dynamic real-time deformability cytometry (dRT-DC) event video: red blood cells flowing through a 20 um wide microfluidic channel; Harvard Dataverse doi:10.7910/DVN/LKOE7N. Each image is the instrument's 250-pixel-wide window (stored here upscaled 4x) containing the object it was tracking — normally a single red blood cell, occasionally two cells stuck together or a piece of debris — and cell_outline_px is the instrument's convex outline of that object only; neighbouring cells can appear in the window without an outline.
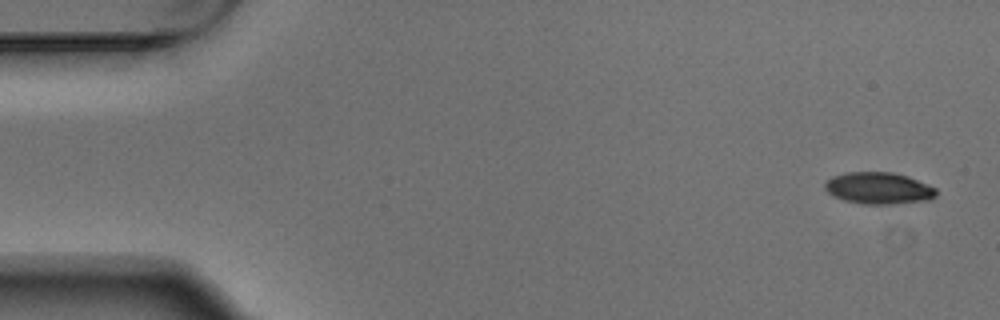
{"species": "Egyptian fruit bat (a non-hibernating species)", "species_latin": "Rousettus aegyptiacus", "temperature_condition": "warm", "stored_images_in_passage": 5, "camera_frame_rate_fps": 3000, "um_per_image_px": 0.085, "animal": {"sex": "male"}, "frame": {"image": 1, "passage_image": 1, "time_ms": 0.0, "image_size_px": [1000, 320], "cell_outline_px": [[936, 196], [928, 200], [896, 204], [864, 204], [844, 200], [832, 196], [824, 188], [824, 184], [832, 176], [844, 172], [892, 172], [908, 176], [936, 188]], "centroid_in_image_um": [74.67, 15.99], "position_along_channel_um": 10.3, "area_um2": 20.69}}
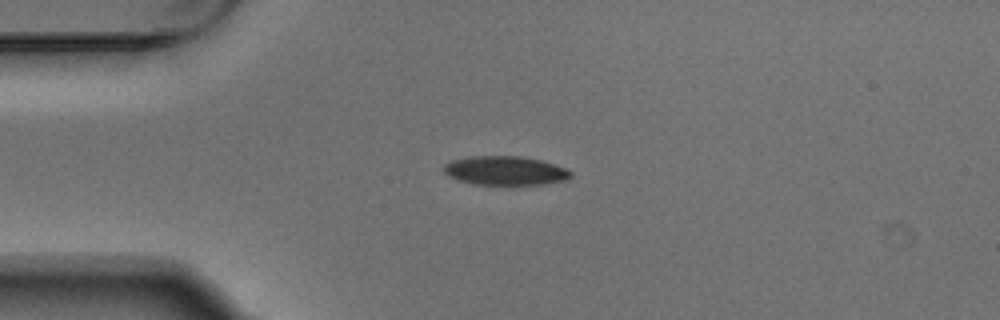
{"frame": {"image": 2, "passage_image": 4, "time_ms": 1.0, "image_size_px": [1000, 320], "cell_outline_px": [[572, 176], [568, 180], [548, 184], [472, 184], [456, 180], [448, 176], [440, 168], [444, 164], [452, 160], [468, 156], [520, 156], [540, 160], [556, 164], [572, 172]], "centroid_in_image_um": [42.92, 14.5], "position_along_channel_um": 42.1, "area_um2": 21.73}}